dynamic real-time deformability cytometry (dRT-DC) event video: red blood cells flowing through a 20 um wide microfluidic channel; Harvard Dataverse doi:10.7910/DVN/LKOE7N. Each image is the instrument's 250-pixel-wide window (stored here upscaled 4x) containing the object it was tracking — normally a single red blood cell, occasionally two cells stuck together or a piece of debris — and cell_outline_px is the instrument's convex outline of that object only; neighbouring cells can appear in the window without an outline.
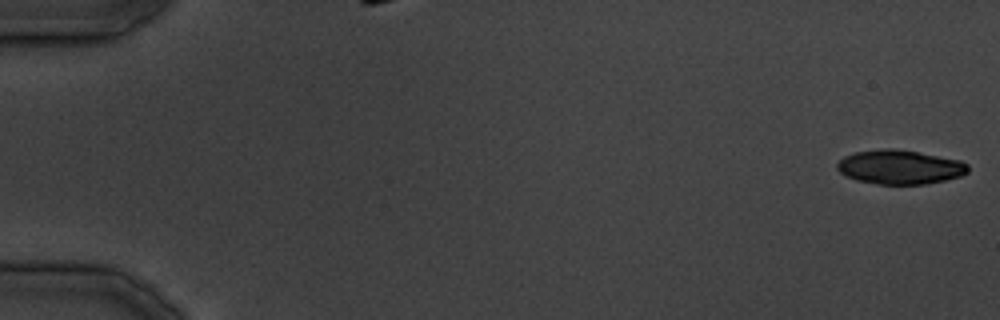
{"species": "common noctule bat (a hibernating species)", "species_latin": "Nyctalus noctula", "temperature_condition": "cold", "stored_images_in_passage": 13, "camera_frame_rate_fps": 3000, "um_per_image_px": 0.085, "animal": {"sex": "male", "body_mass_g": 19.5, "forearm_length_mm": 54.6}, "frame": {"image": 1, "passage_image": 1, "time_ms": 0.0, "image_size_px": [1000, 320], "cell_outline_px": [[968, 172], [960, 176], [944, 180], [924, 184], [876, 184], [856, 180], [844, 176], [836, 168], [836, 164], [844, 156], [856, 152], [888, 148], [892, 148], [916, 152], [960, 160], [968, 164]], "centroid_in_image_um": [76.45, 14.21], "position_along_channel_um": 8.5, "area_um2": 25.89}}